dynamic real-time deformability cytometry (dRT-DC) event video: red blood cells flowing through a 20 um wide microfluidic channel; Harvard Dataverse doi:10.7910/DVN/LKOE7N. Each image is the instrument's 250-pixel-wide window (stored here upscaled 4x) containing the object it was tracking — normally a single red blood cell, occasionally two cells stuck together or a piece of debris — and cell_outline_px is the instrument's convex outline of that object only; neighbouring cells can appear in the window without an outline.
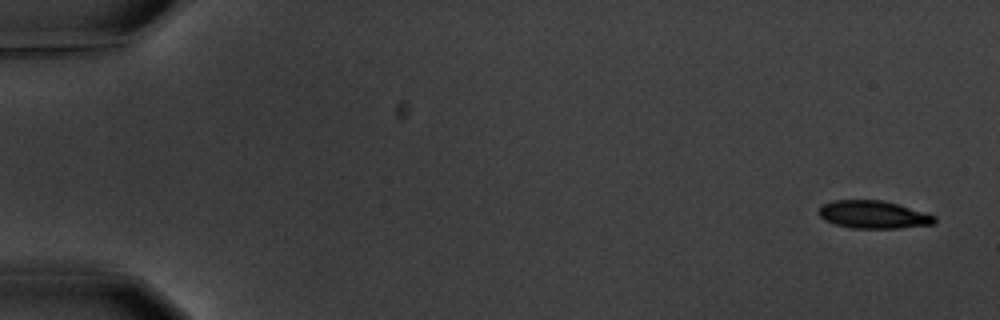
{"species": "common noctule bat (a hibernating species)", "species_latin": "Nyctalus noctula", "temperature_condition": "warm", "stored_images_in_passage": 5, "camera_frame_rate_fps": 3000, "um_per_image_px": 0.085, "animal": {"sex": "male", "body_mass_g": 20.1, "forearm_length_mm": 53.5}, "frame": {"image": 1, "passage_image": 1, "time_ms": 0.0, "image_size_px": [1000, 320], "cell_outline_px": [[936, 224], [896, 228], [852, 228], [836, 224], [824, 220], [820, 216], [820, 208], [824, 204], [836, 200], [884, 200], [936, 216]], "centroid_in_image_um": [74.26, 18.24], "position_along_channel_um": 10.7, "area_um2": 18.5}}